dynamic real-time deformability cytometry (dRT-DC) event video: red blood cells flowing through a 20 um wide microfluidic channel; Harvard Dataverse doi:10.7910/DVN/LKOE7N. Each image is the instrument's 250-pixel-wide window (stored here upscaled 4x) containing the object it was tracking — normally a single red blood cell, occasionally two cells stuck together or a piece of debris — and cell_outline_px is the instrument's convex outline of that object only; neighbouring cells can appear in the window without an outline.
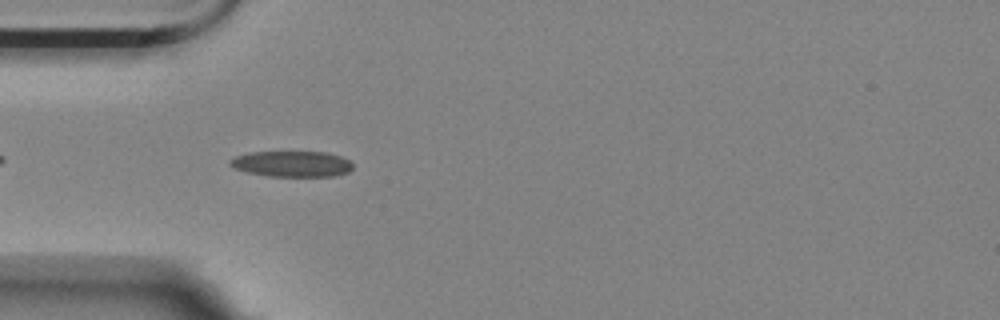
{"species": "Egyptian fruit bat (a non-hibernating species)", "species_latin": "Rousettus aegyptiacus", "temperature_condition": "room temperature", "stored_images_in_passage": 13, "camera_frame_rate_fps": 3000, "um_per_image_px": 0.085, "animal": {"sex": "female"}, "frame": {"image": 1, "passage_image": 4, "time_ms": 1.0, "image_size_px": [1000, 320], "cell_outline_px": [[352, 168], [348, 172], [336, 176], [268, 176], [248, 172], [236, 168], [228, 164], [228, 160], [236, 156], [248, 152], [328, 152], [340, 156], [348, 160], [352, 164]], "centroid_in_image_um": [24.81, 13.93], "position_along_channel_um": 60.2, "area_um2": 18.44}}